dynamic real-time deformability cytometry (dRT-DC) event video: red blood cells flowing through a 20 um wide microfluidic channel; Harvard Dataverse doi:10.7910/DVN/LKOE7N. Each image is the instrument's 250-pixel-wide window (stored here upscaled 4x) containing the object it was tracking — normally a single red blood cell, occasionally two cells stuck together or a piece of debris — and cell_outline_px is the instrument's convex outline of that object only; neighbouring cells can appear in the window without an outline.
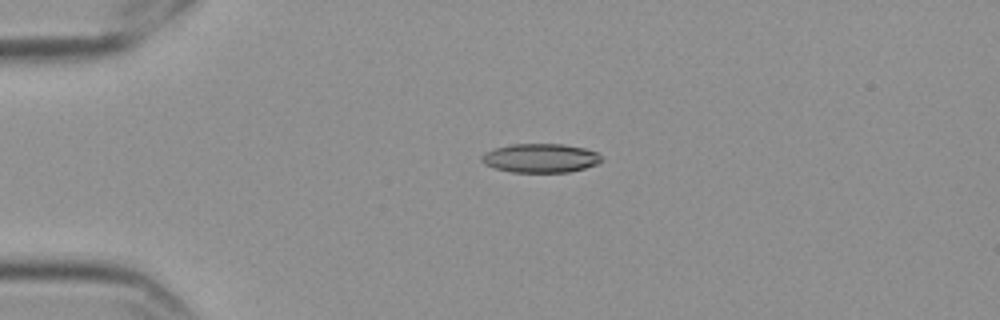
{"species": "Egyptian fruit bat (a non-hibernating species)", "species_latin": "Rousettus aegyptiacus", "temperature_condition": "cold", "stored_images_in_passage": 45, "camera_frame_rate_fps": 3000, "um_per_image_px": 0.085, "frame": {"image": 1, "passage_image": 1, "time_ms": 0.0, "image_size_px": [1000, 320], "cell_outline_px": [[604, 160], [596, 164], [584, 168], [568, 172], [512, 172], [496, 168], [484, 164], [480, 160], [480, 156], [484, 152], [496, 148], [512, 144], [564, 144], [584, 148], [596, 152]], "centroid_in_image_um": [45.92, 13.43], "position_along_channel_um": 39.1, "area_um2": 20.17}}
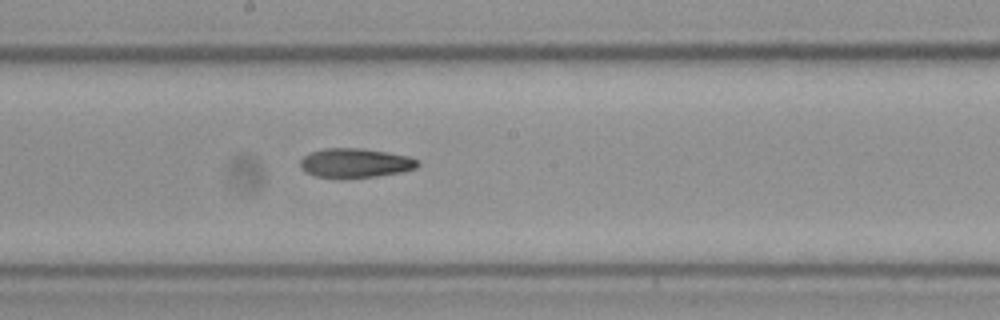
{"frame": {"image": 2, "passage_image": 19, "time_ms": 6.0, "image_size_px": [1000, 320], "cell_outline_px": [[420, 164], [416, 168], [404, 172], [376, 176], [340, 180], [316, 176], [304, 172], [300, 168], [300, 160], [308, 152], [324, 148], [364, 148], [388, 152], [408, 156], [420, 160]], "centroid_in_image_um": [30.18, 13.87], "position_along_channel_um": 218.0, "area_um2": 20.81}}
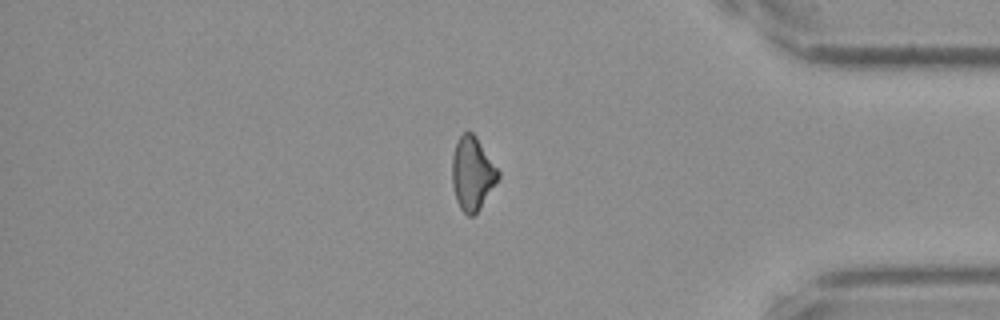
{"frame": {"image": 3, "passage_image": 36, "time_ms": 11.667, "image_size_px": [1000, 320], "cell_outline_px": [[500, 176], [480, 208], [472, 216], [468, 216], [460, 208], [456, 200], [452, 184], [452, 156], [456, 144], [460, 136], [464, 132], [472, 132], [476, 136], [500, 172]], "centroid_in_image_um": [40.14, 14.75], "position_along_channel_um": 395.1, "area_um2": 19.48}, "authors_computed_cell_mechanics": {"area_um2": 20.2878, "velocity_mm_per_s": 3.5592, "shape_relaxation_time_tau1_ms": null, "shape_relaxation_time_tau2_ms": 7.7936, "deformation_change_tau1": null, "deformation_change_tau2": 0.1569}}